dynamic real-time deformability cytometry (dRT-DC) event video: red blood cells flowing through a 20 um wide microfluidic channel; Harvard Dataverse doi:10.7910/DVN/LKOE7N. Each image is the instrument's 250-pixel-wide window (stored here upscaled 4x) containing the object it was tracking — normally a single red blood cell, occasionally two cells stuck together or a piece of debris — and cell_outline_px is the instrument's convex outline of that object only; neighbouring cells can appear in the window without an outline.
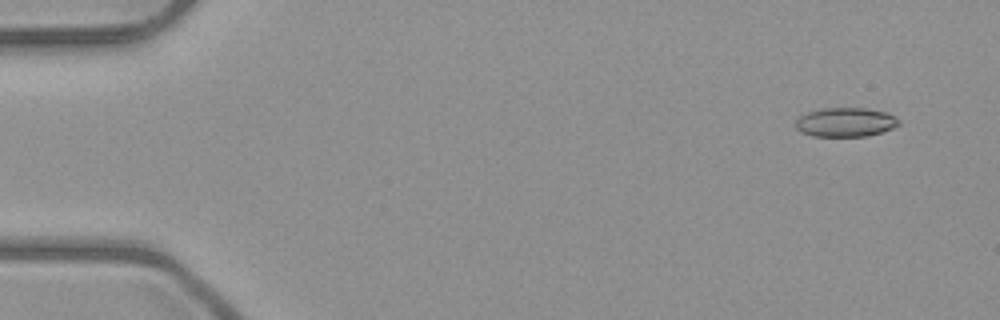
{"species": "common noctule bat (a hibernating species)", "species_latin": "Nyctalus noctula", "temperature_condition": "room temperature", "stored_images_in_passage": 7, "camera_frame_rate_fps": 3000, "um_per_image_px": 0.085, "animal": {"sex": "male", "body_mass_g": 23.1, "forearm_length_mm": 52.7}, "frame": {"image": 1, "passage_image": 1, "time_ms": 0.0, "image_size_px": [1000, 320], "cell_outline_px": [[900, 124], [892, 128], [868, 136], [812, 136], [800, 132], [796, 128], [796, 120], [800, 116], [808, 112], [820, 108], [868, 108], [888, 112], [896, 116], [900, 120]], "centroid_in_image_um": [71.89, 10.38], "position_along_channel_um": 13.1, "area_um2": 17.69}}
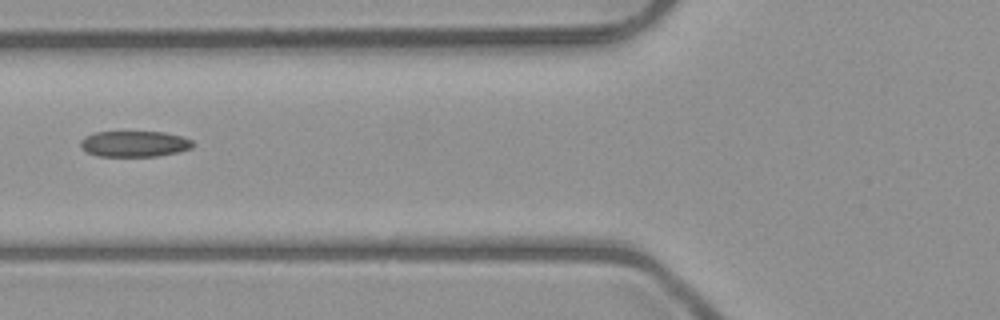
{"frame": {"image": 2, "passage_image": 6, "time_ms": 5.667, "image_size_px": [1000, 320], "cell_outline_px": [[196, 144], [192, 148], [176, 152], [156, 156], [96, 156], [80, 148], [80, 140], [84, 136], [96, 132], [164, 132], [180, 136], [192, 140]], "centroid_in_image_um": [11.4, 12.22], "position_along_channel_um": 114.4, "area_um2": 16.99}}
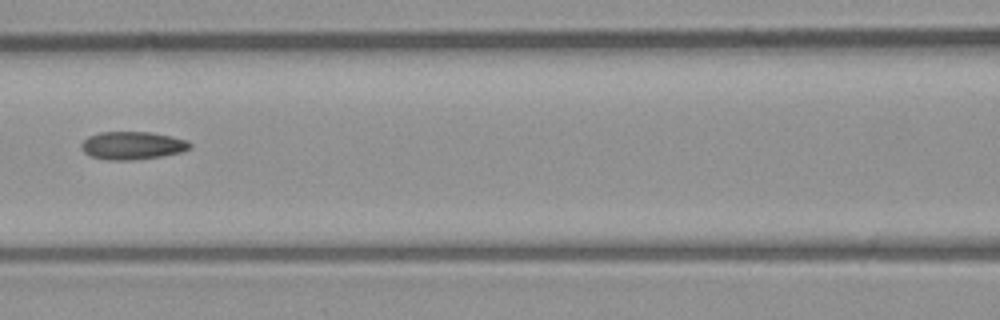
{"frame": {"image": 3, "passage_image": 7, "time_ms": 6.667, "image_size_px": [1000, 320], "cell_outline_px": [[192, 144], [188, 148], [180, 152], [160, 156], [132, 160], [108, 160], [92, 156], [84, 152], [80, 148], [80, 144], [88, 136], [100, 132], [152, 132], [188, 140]], "centroid_in_image_um": [11.22, 12.36], "position_along_channel_um": 155.4, "area_um2": 17.57}}